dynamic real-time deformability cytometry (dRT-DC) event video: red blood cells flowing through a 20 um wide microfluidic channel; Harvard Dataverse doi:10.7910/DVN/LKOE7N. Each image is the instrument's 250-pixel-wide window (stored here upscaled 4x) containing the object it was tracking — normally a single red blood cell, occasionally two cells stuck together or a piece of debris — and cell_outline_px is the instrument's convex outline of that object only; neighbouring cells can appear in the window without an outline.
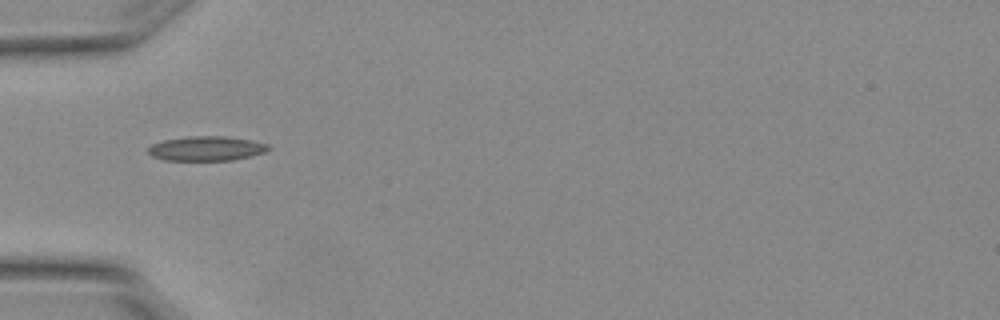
{"species": "Egyptian fruit bat (a non-hibernating species)", "species_latin": "Rousettus aegyptiacus", "temperature_condition": "warm", "stored_images_in_passage": 4, "camera_frame_rate_fps": 3000, "um_per_image_px": 0.085, "animal": {"sex": "female"}, "frame": {"image": 1, "passage_image": 1, "time_ms": 0.0, "image_size_px": [1000, 320], "cell_outline_px": [[272, 148], [264, 152], [232, 160], [164, 160], [152, 156], [148, 152], [148, 148], [152, 144], [164, 140], [188, 136], [224, 136], [252, 140], [268, 144]], "centroid_in_image_um": [17.54, 12.61], "position_along_channel_um": 67.5, "area_um2": 17.11}}
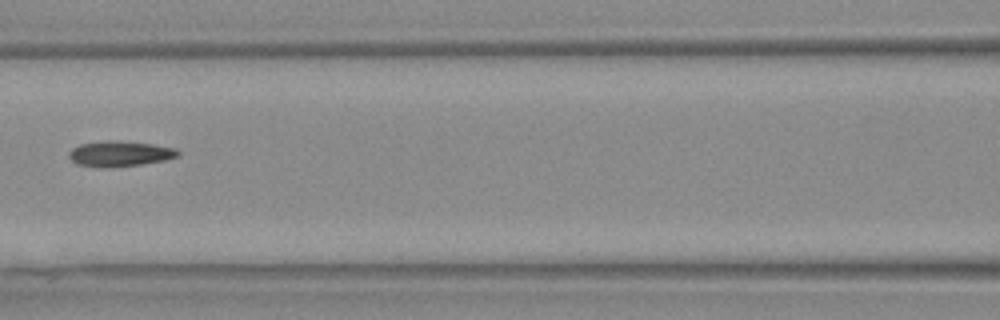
{"frame": {"image": 2, "passage_image": 3, "time_ms": 0.667, "image_size_px": [1000, 320], "cell_outline_px": [[180, 156], [164, 160], [140, 164], [76, 164], [68, 156], [68, 152], [72, 148], [80, 144], [104, 140], [120, 140], [152, 144], [176, 148], [180, 152]], "centroid_in_image_um": [10.24, 12.99], "position_along_channel_um": 156.4, "area_um2": 15.37}}
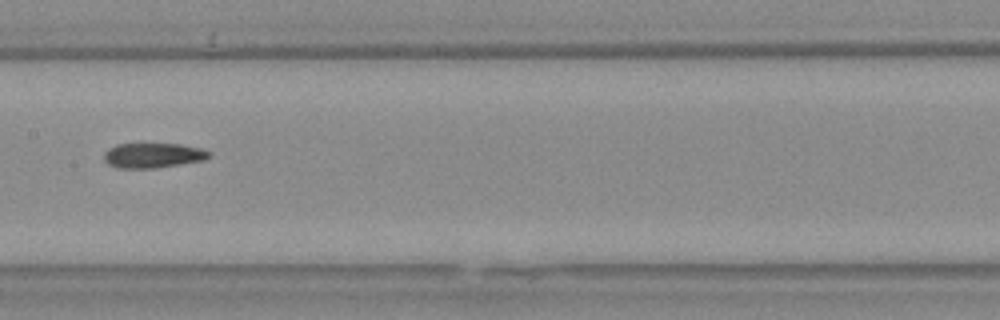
{"frame": {"image": 3, "passage_image": 4, "time_ms": 1.0, "image_size_px": [1000, 320], "cell_outline_px": [[212, 156], [204, 160], [152, 168], [120, 168], [108, 164], [104, 160], [104, 152], [108, 148], [116, 144], [180, 144], [200, 148], [212, 152]], "centroid_in_image_um": [13.0, 13.2], "position_along_channel_um": 194.4, "area_um2": 15.2}}